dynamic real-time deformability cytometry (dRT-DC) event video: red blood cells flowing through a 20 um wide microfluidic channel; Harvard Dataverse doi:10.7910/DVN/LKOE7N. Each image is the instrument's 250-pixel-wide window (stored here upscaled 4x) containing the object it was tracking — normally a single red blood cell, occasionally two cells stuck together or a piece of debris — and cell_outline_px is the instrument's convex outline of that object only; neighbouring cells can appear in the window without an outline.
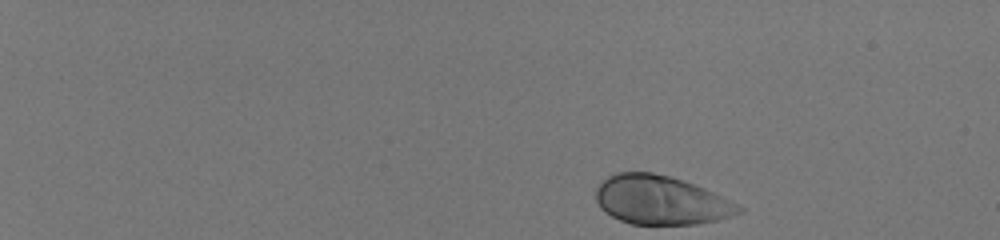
{"species": "human", "species_latin": "Homo sapiens", "temperature_condition": "room temperature", "stored_images_in_passage": 45, "camera_frame_rate_fps": 3000, "um_per_image_px": 0.085, "donor": {"sex": "male"}, "frame": {"image": 1, "passage_image": 1, "time_ms": 0.0, "image_size_px": [1000, 240], "cell_outline_px": [[744, 212], [716, 220], [696, 224], [632, 224], [620, 220], [604, 212], [600, 208], [596, 200], [596, 188], [608, 176], [616, 172], [652, 172], [668, 176], [704, 188], [744, 208]], "centroid_in_image_um": [56.13, 17.02], "position_along_channel_um": 28.9, "area_um2": 40.29}}
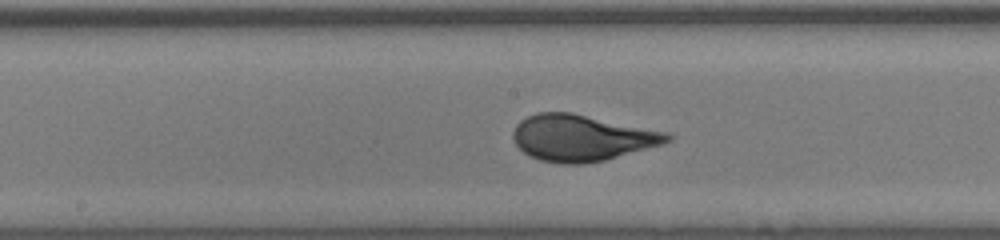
{"frame": {"image": 2, "passage_image": 26, "time_ms": 8.333, "image_size_px": [1000, 240], "cell_outline_px": [[672, 140], [664, 144], [604, 160], [584, 164], [560, 164], [540, 160], [524, 152], [516, 144], [512, 136], [512, 132], [516, 124], [520, 120], [536, 112], [572, 112], [668, 132], [672, 136]], "centroid_in_image_um": [49.45, 11.71], "position_along_channel_um": 198.7, "area_um2": 41.73}}
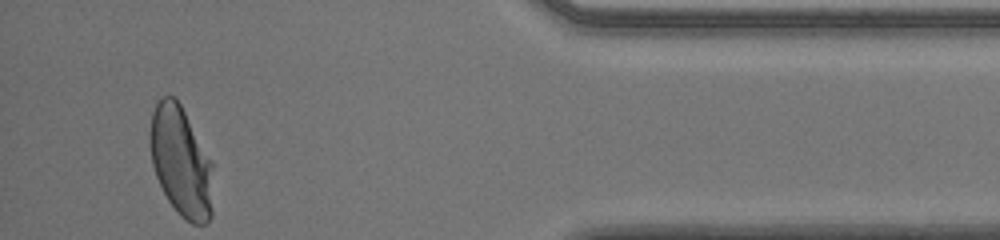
{"frame": {"image": 3, "passage_image": 45, "time_ms": 14.667, "image_size_px": [1000, 240], "cell_outline_px": [[212, 216], [204, 224], [192, 224], [180, 216], [176, 212], [168, 200], [156, 176], [152, 164], [148, 136], [152, 112], [160, 96], [176, 96], [212, 160]], "centroid_in_image_um": [15.37, 13.72], "position_along_channel_um": 419.8, "area_um2": 40.86}, "authors_computed_cell_mechanics": {"area_um2": 40.46, "velocity_mm_per_s": 4.0036, "shape_relaxation_time_tau1_ms": 3.4441, "shape_relaxation_time_tau2_ms": null, "deformation_change_tau1": 0.1847, "deformation_change_tau2": null}}